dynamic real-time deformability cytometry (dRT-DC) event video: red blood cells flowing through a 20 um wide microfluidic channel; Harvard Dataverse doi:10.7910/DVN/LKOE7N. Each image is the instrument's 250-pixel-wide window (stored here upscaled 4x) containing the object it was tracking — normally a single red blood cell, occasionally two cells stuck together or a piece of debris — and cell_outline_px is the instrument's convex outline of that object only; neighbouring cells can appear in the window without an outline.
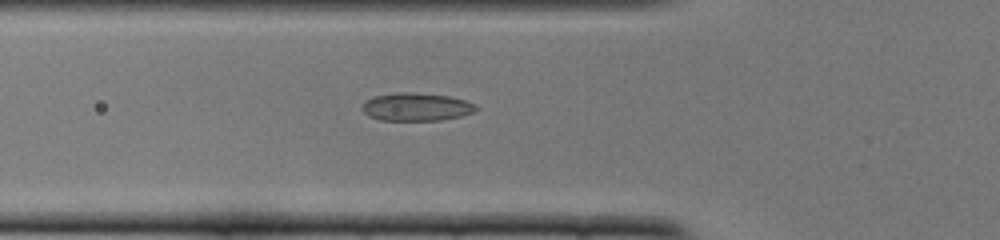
{"species": "common noctule bat (a hibernating species)", "species_latin": "Nyctalus noctula", "temperature_condition": "cold", "stored_images_in_passage": 48, "camera_frame_rate_fps": 3000, "um_per_image_px": 0.085, "animal": {"sex": "female", "body_mass_g": 22.0, "forearm_length_mm": 56.7}, "frame": {"image": 1, "passage_image": 15, "time_ms": 4.667, "image_size_px": [1000, 240], "cell_outline_px": [[476, 108], [472, 112], [460, 116], [440, 120], [380, 120], [368, 116], [360, 108], [364, 100], [376, 96], [400, 92], [408, 92], [448, 96], [464, 100], [476, 104]], "centroid_in_image_um": [35.33, 9.09], "position_along_channel_um": 90.5, "area_um2": 18.38}}
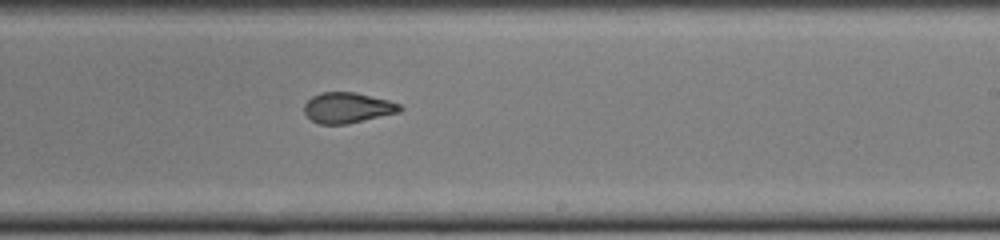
{"frame": {"image": 2, "passage_image": 28, "time_ms": 9.0, "image_size_px": [1000, 240], "cell_outline_px": [[404, 108], [400, 112], [348, 124], [320, 124], [312, 120], [304, 112], [304, 104], [312, 96], [320, 92], [356, 92], [388, 100], [400, 104]], "centroid_in_image_um": [29.55, 9.15], "position_along_channel_um": 259.4, "area_um2": 17.11}}
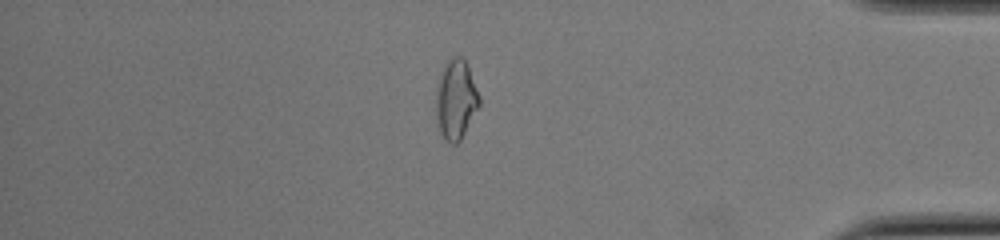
{"frame": {"image": 3, "passage_image": 41, "time_ms": 13.333, "image_size_px": [1000, 240], "cell_outline_px": [[480, 104], [460, 140], [456, 144], [452, 144], [440, 132], [436, 124], [436, 88], [440, 72], [444, 64], [452, 56], [460, 56], [468, 64], [480, 96]], "centroid_in_image_um": [38.74, 8.42], "position_along_channel_um": 396.5, "area_um2": 20.17}, "authors_computed_cell_mechanics": {"area_um2": 18.3226, "velocity_mm_per_s": 3.9015, "shape_relaxation_time_tau1_ms": 9.1037, "shape_relaxation_time_tau2_ms": 1.5612, "deformation_change_tau1": 0.1996, "deformation_change_tau2": 0.076}}